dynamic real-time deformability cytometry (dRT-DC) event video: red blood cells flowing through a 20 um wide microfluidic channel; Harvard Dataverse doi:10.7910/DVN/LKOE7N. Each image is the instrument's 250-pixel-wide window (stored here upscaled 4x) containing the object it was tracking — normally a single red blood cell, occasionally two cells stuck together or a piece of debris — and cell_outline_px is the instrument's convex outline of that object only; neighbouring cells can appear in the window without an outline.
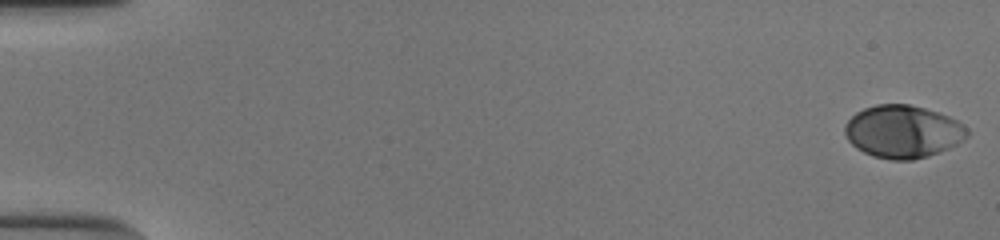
{"species": "human", "species_latin": "Homo sapiens", "temperature_condition": "cold", "stored_images_in_passage": 54, "camera_frame_rate_fps": 3000, "um_per_image_px": 0.085, "donor": {"sex": "male"}, "frame": {"image": 1, "passage_image": 1, "time_ms": 0.0, "image_size_px": [1000, 240], "cell_outline_px": [[968, 136], [964, 140], [948, 148], [928, 156], [912, 160], [892, 160], [872, 156], [856, 148], [848, 140], [844, 132], [844, 124], [856, 112], [864, 108], [876, 104], [908, 104], [924, 108], [948, 116], [956, 120], [968, 128]], "centroid_in_image_um": [76.73, 11.19], "position_along_channel_um": 8.3, "area_um2": 37.57}}
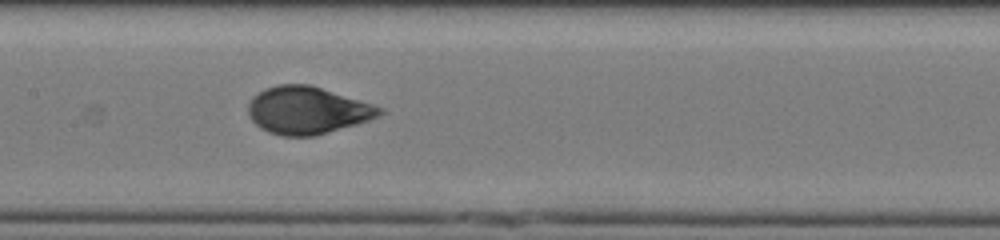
{"frame": {"image": 2, "passage_image": 28, "time_ms": 9.0, "image_size_px": [1000, 240], "cell_outline_px": [[384, 112], [368, 120], [356, 124], [316, 136], [284, 136], [268, 132], [260, 128], [248, 116], [248, 104], [252, 96], [264, 88], [276, 84], [308, 84], [372, 104], [384, 108]], "centroid_in_image_um": [26.07, 9.38], "position_along_channel_um": 181.3, "area_um2": 36.18}}
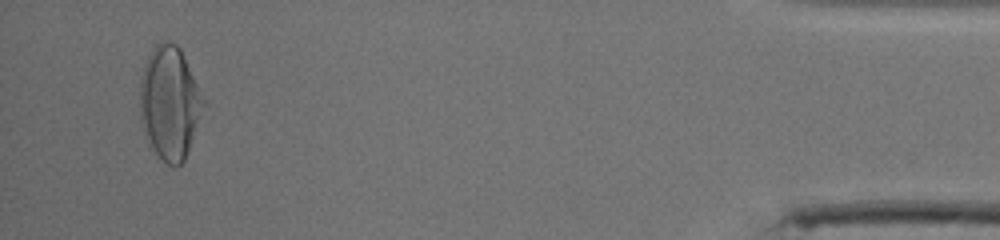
{"frame": {"image": 3, "passage_image": 52, "time_ms": 17.0, "image_size_px": [1000, 240], "cell_outline_px": [[208, 100], [184, 160], [176, 168], [168, 164], [148, 148], [144, 136], [140, 120], [140, 80], [144, 64], [152, 48], [160, 40], [176, 44], [180, 48]], "centroid_in_image_um": [14.43, 8.75], "position_along_channel_um": 420.8, "area_um2": 42.95}, "authors_computed_cell_mechanics": {"area_um2": 36.2984, "velocity_mm_per_s": 3.8452, "shape_relaxation_time_tau1_ms": 3.6613, "shape_relaxation_time_tau2_ms": null, "deformation_change_tau1": 0.177, "deformation_change_tau2": null}}